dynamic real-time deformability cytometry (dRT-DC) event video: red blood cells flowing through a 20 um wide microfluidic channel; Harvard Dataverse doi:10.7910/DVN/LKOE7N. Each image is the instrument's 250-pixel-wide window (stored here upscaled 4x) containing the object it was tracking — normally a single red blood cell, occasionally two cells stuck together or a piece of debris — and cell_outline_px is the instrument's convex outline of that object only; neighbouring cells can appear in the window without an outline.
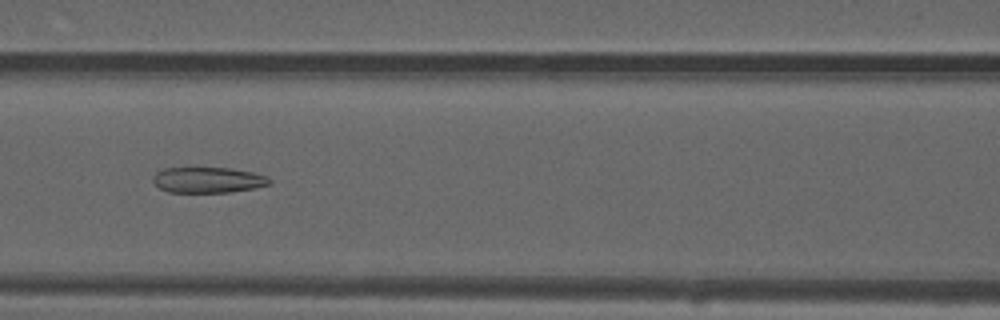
{"species": "common noctule bat (a hibernating species)", "species_latin": "Nyctalus noctula", "temperature_condition": "warm", "stored_images_in_passage": 38, "camera_frame_rate_fps": 3000, "um_per_image_px": 0.085, "animal": {"sex": "male", "forearm_length_mm": 52.5}, "frame": {"image": 1, "passage_image": 7, "time_ms": 2.0, "image_size_px": [1000, 320], "cell_outline_px": [[272, 184], [256, 188], [232, 192], [168, 192], [160, 188], [152, 180], [152, 176], [160, 168], [232, 168], [252, 172], [268, 176], [272, 180]], "centroid_in_image_um": [17.71, 15.29], "position_along_channel_um": 148.9, "area_um2": 17.69}}
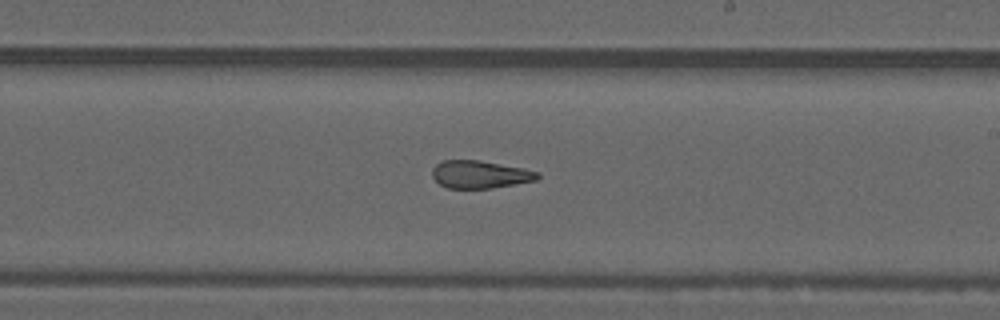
{"frame": {"image": 2, "passage_image": 15, "time_ms": 4.667, "image_size_px": [1000, 320], "cell_outline_px": [[540, 176], [536, 180], [492, 188], [448, 188], [440, 184], [432, 176], [432, 168], [436, 164], [444, 160], [480, 160], [524, 168], [540, 172]], "centroid_in_image_um": [40.81, 14.82], "position_along_channel_um": 248.2, "area_um2": 16.99}}
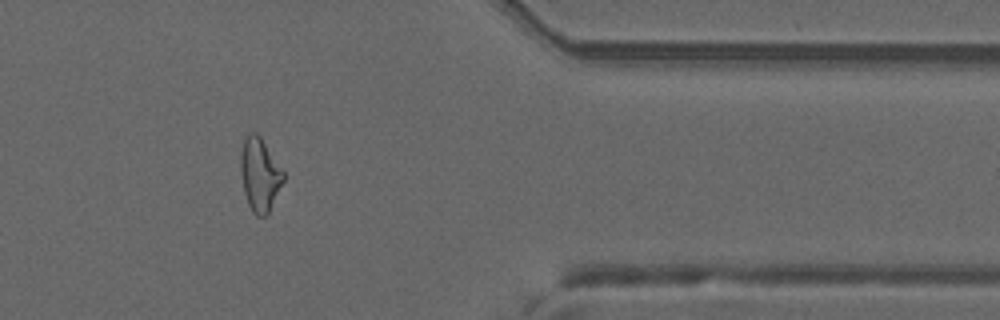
{"frame": {"image": 3, "passage_image": 28, "time_ms": 9.0, "image_size_px": [1000, 320], "cell_outline_px": [[284, 180], [268, 212], [264, 216], [256, 216], [252, 212], [248, 204], [244, 192], [240, 168], [240, 156], [244, 140], [248, 132], [256, 132], [260, 136], [284, 172]], "centroid_in_image_um": [22.06, 14.83], "position_along_channel_um": 389.3, "area_um2": 18.03}}